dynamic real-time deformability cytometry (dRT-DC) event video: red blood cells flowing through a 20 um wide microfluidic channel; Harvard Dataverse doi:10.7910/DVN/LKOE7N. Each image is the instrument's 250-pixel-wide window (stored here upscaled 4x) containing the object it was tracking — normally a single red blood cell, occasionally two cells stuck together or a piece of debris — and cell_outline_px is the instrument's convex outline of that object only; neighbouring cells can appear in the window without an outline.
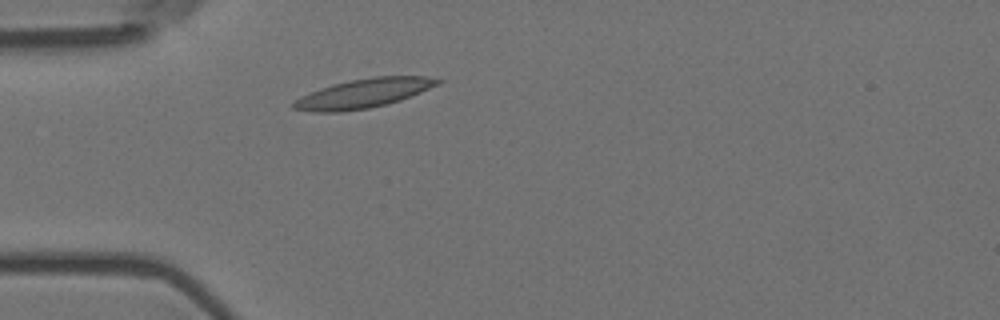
{"species": "Egyptian fruit bat (a non-hibernating species)", "species_latin": "Rousettus aegyptiacus", "temperature_condition": "room temperature", "stored_images_in_passage": 2, "camera_frame_rate_fps": 3000, "um_per_image_px": 0.085, "animal": {"sex": "female"}, "frame": {"image": 1, "passage_image": 2, "time_ms": 0.333, "image_size_px": [1000, 320], "cell_outline_px": [[444, 80], [440, 84], [400, 100], [368, 108], [340, 112], [312, 112], [292, 108], [292, 104], [300, 96], [320, 88], [332, 84], [348, 80], [376, 76], [424, 76]], "centroid_in_image_um": [30.88, 7.93], "position_along_channel_um": 54.1, "area_um2": 24.39}}